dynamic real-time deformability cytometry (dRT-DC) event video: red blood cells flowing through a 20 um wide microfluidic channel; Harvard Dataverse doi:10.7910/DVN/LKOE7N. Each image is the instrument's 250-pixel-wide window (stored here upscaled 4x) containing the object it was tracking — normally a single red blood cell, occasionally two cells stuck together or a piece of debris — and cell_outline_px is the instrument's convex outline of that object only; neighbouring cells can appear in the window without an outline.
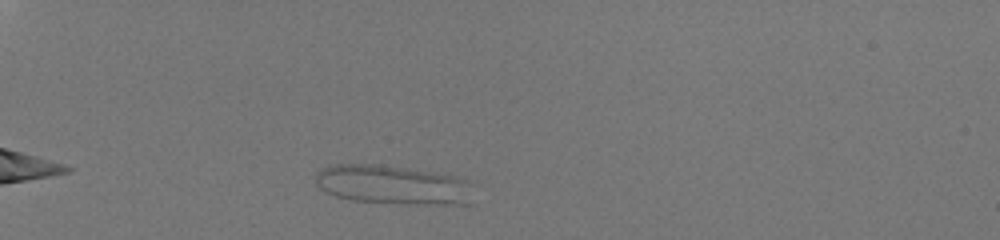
{"species": "human", "species_latin": "Homo sapiens", "temperature_condition": "room temperature", "stored_images_in_passage": 44, "camera_frame_rate_fps": 3000, "um_per_image_px": 0.085, "donor": {"sex": "male"}, "frame": {"image": 1, "passage_image": 8, "time_ms": 2.333, "image_size_px": [1000, 240], "cell_outline_px": [[480, 184], [468, 204], [440, 204], [352, 200], [336, 196], [320, 188], [316, 184], [316, 172], [332, 164], [376, 164], [432, 172], [452, 176], [468, 180]], "centroid_in_image_um": [33.49, 15.7], "position_along_channel_um": 51.5, "area_um2": 35.95}}
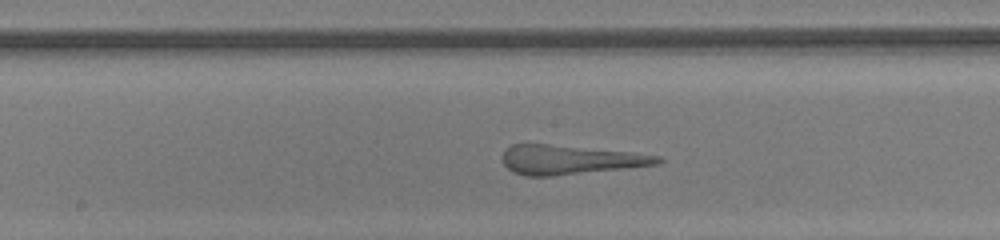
{"frame": {"image": 2, "passage_image": 23, "time_ms": 7.333, "image_size_px": [1000, 240], "cell_outline_px": [[664, 160], [660, 164], [552, 176], [524, 176], [512, 172], [504, 164], [500, 156], [504, 148], [512, 144], [548, 144], [628, 152], [660, 156]], "centroid_in_image_um": [48.37, 13.58], "position_along_channel_um": 199.8, "area_um2": 26.36}}
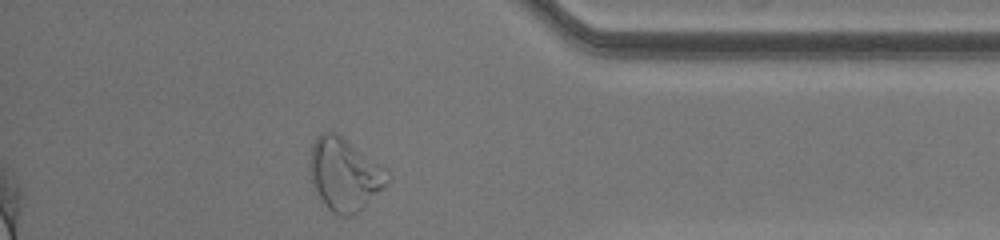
{"frame": {"image": 3, "passage_image": 39, "time_ms": 12.667, "image_size_px": [1000, 240], "cell_outline_px": [[392, 176], [356, 212], [348, 216], [340, 216], [332, 212], [320, 200], [312, 184], [308, 172], [308, 164], [312, 144], [316, 136], [320, 132], [336, 132]], "centroid_in_image_um": [29.16, 14.8], "position_along_channel_um": 406.0, "area_um2": 31.85}}